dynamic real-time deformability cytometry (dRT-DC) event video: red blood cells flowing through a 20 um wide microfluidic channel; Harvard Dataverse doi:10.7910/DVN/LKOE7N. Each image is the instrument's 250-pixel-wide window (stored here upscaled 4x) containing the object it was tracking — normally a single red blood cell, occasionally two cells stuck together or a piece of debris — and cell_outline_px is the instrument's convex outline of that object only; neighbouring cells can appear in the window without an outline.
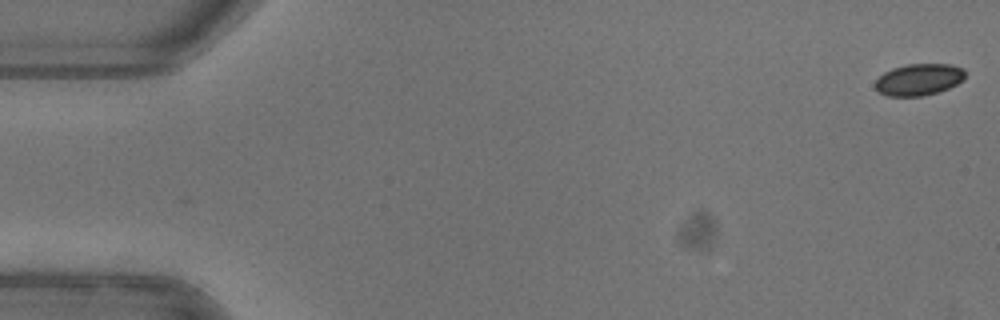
{"species": "common noctule bat (a hibernating species)", "species_latin": "Nyctalus noctula", "temperature_condition": "warm", "stored_images_in_passage": 52, "camera_frame_rate_fps": 3000, "um_per_image_px": 0.085, "animal": {"sex": "female"}, "frame": {"image": 1, "passage_image": 1, "time_ms": 0.0, "image_size_px": [1000, 320], "cell_outline_px": [[964, 80], [948, 88], [936, 92], [920, 96], [888, 96], [880, 92], [876, 88], [876, 80], [884, 72], [892, 68], [904, 64], [952, 64], [964, 68]], "centroid_in_image_um": [78.11, 6.74], "position_along_channel_um": 6.9, "area_um2": 16.53}}
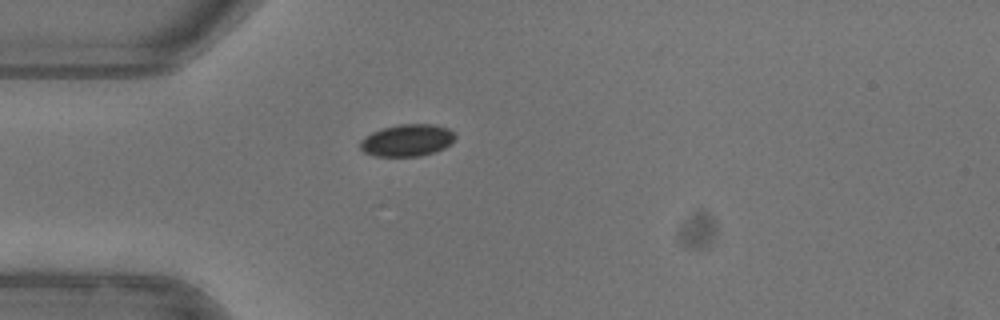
{"frame": {"image": 2, "passage_image": 15, "time_ms": 4.667, "image_size_px": [1000, 320], "cell_outline_px": [[456, 136], [444, 148], [420, 156], [376, 156], [364, 152], [360, 148], [360, 140], [364, 136], [380, 128], [400, 124], [436, 124], [448, 128]], "centroid_in_image_um": [34.56, 11.91], "position_along_channel_um": 50.4, "area_um2": 17.69}}
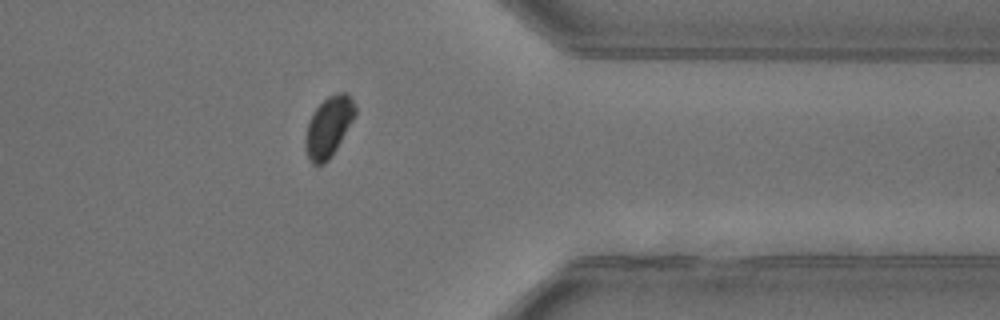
{"frame": {"image": 3, "passage_image": 42, "time_ms": 13.667, "image_size_px": [1000, 320], "cell_outline_px": [[356, 116], [336, 148], [328, 160], [324, 164], [312, 164], [308, 156], [304, 144], [304, 140], [308, 120], [312, 112], [328, 96], [340, 92], [348, 92], [356, 108]], "centroid_in_image_um": [27.93, 10.75], "position_along_channel_um": 383.5, "area_um2": 17.46}}